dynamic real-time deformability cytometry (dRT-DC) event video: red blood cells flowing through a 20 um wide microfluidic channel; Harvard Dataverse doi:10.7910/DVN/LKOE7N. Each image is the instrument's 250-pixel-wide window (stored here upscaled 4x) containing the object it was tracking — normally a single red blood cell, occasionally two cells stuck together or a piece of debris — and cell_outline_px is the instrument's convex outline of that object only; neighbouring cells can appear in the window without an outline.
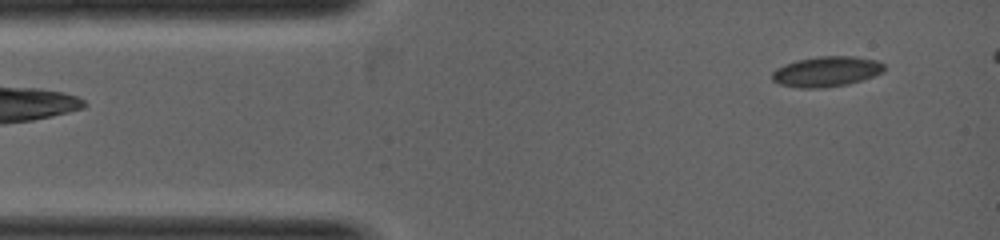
{"species": "common noctule bat (a hibernating species)", "species_latin": "Nyctalus noctula", "temperature_condition": "warm", "stored_images_in_passage": 4, "camera_frame_rate_fps": 5000, "um_per_image_px": 0.085, "animal": {"sex": "female", "body_mass_g": 19.0, "forearm_length_mm": 53.3}, "frame": {"image": 1, "passage_image": 1, "time_ms": 0.0, "image_size_px": [1000, 240], "cell_outline_px": [[884, 72], [848, 84], [824, 88], [796, 88], [780, 84], [772, 80], [772, 72], [776, 68], [784, 64], [796, 60], [820, 56], [856, 56], [876, 60], [884, 64]], "centroid_in_image_um": [70.23, 6.08], "position_along_channel_um": 14.8, "area_um2": 19.88}}